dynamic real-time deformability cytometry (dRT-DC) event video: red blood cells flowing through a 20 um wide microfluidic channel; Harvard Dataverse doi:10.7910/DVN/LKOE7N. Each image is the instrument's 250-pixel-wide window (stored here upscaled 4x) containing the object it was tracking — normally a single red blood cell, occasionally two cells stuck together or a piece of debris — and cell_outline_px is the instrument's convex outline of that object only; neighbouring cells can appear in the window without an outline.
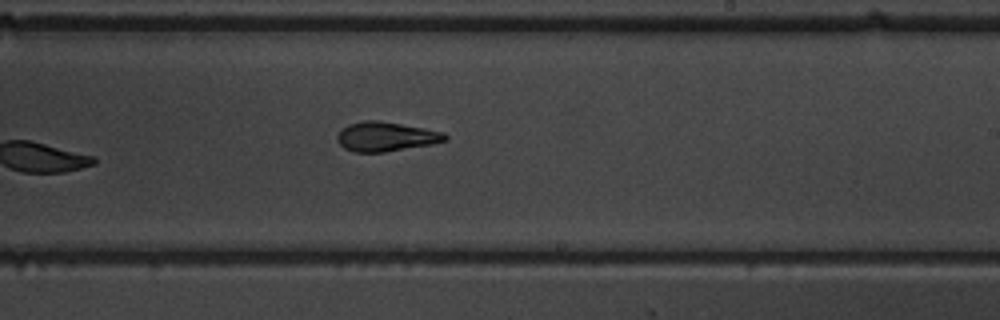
{"species": "common noctule bat (a hibernating species)", "species_latin": "Nyctalus noctula", "temperature_condition": "warm", "stored_images_in_passage": 8, "camera_frame_rate_fps": 3000, "um_per_image_px": 0.085, "animal": {"sex": "male", "body_mass_g": 19.5, "forearm_length_mm": 54.6}, "frame": {"image": 1, "passage_image": 8, "time_ms": 8.0, "image_size_px": [1000, 320], "cell_outline_px": [[448, 140], [432, 144], [384, 152], [352, 152], [344, 148], [336, 140], [336, 136], [340, 128], [348, 124], [364, 120], [380, 120], [424, 128], [444, 132], [448, 136]], "centroid_in_image_um": [32.77, 11.6], "position_along_channel_um": 256.2, "area_um2": 18.73}}